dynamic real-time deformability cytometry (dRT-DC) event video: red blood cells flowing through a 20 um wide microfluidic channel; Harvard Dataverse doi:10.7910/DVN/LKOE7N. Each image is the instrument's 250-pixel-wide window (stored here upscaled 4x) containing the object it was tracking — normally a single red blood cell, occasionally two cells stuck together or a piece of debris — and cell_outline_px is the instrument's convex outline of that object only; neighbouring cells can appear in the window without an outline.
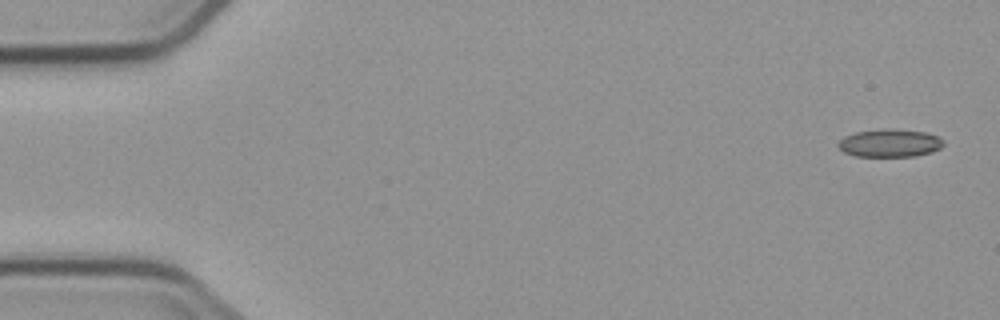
{"species": "common noctule bat (a hibernating species)", "species_latin": "Nyctalus noctula", "temperature_condition": "cold", "stored_images_in_passage": 4, "camera_frame_rate_fps": 3000, "um_per_image_px": 0.085, "animal": {"sex": "male", "body_mass_g": 23.1, "forearm_length_mm": 52.7}, "frame": {"image": 1, "passage_image": 1, "time_ms": 0.0, "image_size_px": [1000, 320], "cell_outline_px": [[944, 144], [940, 148], [932, 152], [916, 156], [856, 156], [844, 152], [836, 144], [844, 136], [856, 132], [888, 128], [892, 128], [924, 132], [936, 136], [944, 140]], "centroid_in_image_um": [75.64, 12.16], "position_along_channel_um": 9.4, "area_um2": 17.11}}
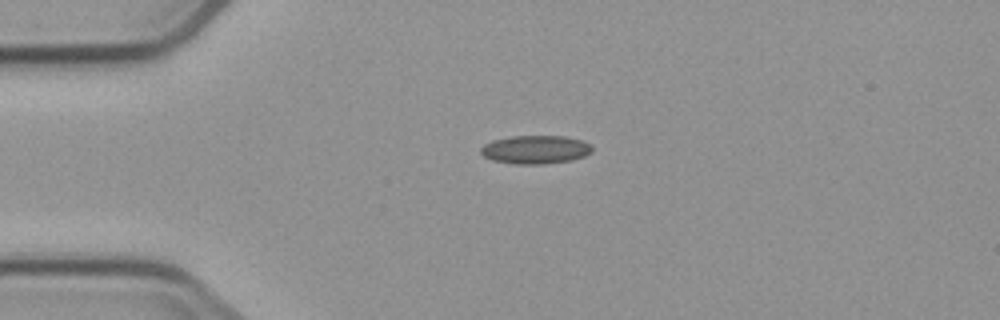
{"frame": {"image": 2, "passage_image": 4, "time_ms": 3.667, "image_size_px": [1000, 320], "cell_outline_px": [[592, 152], [584, 156], [572, 160], [544, 164], [512, 164], [492, 160], [484, 156], [480, 152], [480, 148], [484, 144], [492, 140], [512, 136], [564, 136], [584, 140], [592, 144]], "centroid_in_image_um": [45.53, 12.71], "position_along_channel_um": 39.5, "area_um2": 18.67}}